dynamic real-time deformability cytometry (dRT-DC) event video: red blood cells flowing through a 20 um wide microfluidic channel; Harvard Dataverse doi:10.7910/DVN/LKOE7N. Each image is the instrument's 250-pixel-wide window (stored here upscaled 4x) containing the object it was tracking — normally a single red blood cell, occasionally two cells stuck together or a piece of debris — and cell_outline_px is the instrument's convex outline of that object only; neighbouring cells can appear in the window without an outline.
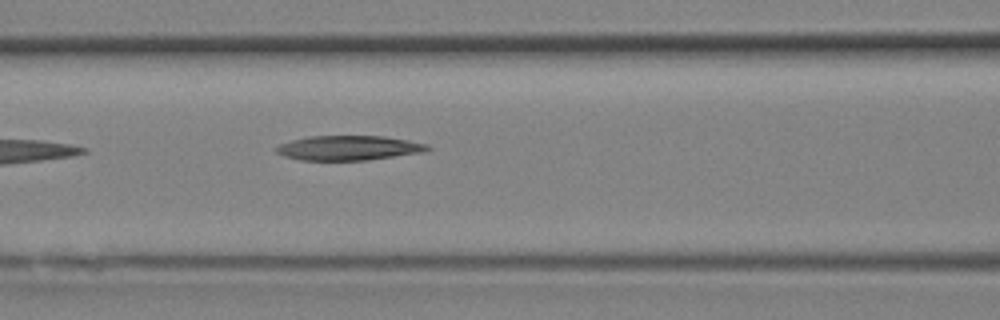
{"species": "Egyptian fruit bat (a non-hibernating species)", "species_latin": "Rousettus aegyptiacus", "temperature_condition": "room temperature", "stored_images_in_passage": 4, "camera_frame_rate_fps": 3000, "um_per_image_px": 0.085, "animal": {"sex": "female"}, "frame": {"image": 1, "passage_image": 4, "time_ms": 1.0, "image_size_px": [1000, 320], "cell_outline_px": [[432, 148], [428, 152], [368, 160], [300, 160], [284, 156], [276, 152], [272, 148], [280, 144], [292, 140], [308, 136], [384, 136], [408, 140], [428, 144]], "centroid_in_image_um": [29.67, 12.58], "position_along_channel_um": 136.9, "area_um2": 22.02}}